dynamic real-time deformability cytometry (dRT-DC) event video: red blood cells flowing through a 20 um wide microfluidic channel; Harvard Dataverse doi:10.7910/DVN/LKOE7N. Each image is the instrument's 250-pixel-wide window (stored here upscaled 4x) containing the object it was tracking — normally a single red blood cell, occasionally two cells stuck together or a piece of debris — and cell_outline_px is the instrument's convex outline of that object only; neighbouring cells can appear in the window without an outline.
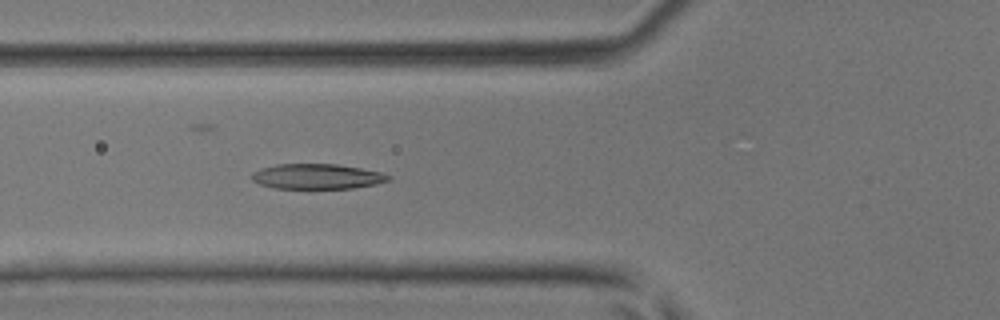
{"species": "common noctule bat (a hibernating species)", "species_latin": "Nyctalus noctula", "temperature_condition": "room temperature", "stored_images_in_passage": 37, "camera_frame_rate_fps": 3000, "um_per_image_px": 0.085, "animal": {"sex": "male", "body_mass_g": 17.9, "forearm_length_mm": 54.2}, "frame": {"image": 1, "passage_image": 10, "time_ms": 3.0, "image_size_px": [1000, 320], "cell_outline_px": [[392, 180], [376, 184], [352, 188], [272, 188], [260, 184], [252, 180], [252, 172], [260, 168], [276, 164], [336, 164], [360, 168], [380, 172], [392, 176]], "centroid_in_image_um": [26.95, 14.99], "position_along_channel_um": 98.9, "area_um2": 20.06}}
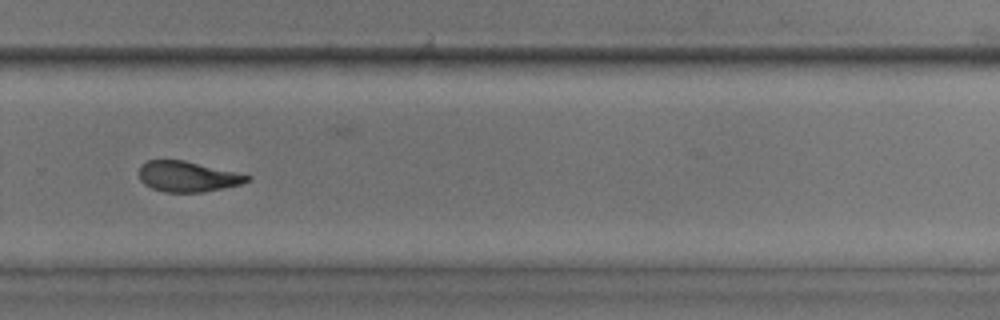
{"frame": {"image": 2, "passage_image": 24, "time_ms": 7.667, "image_size_px": [1000, 320], "cell_outline_px": [[252, 176], [248, 180], [240, 184], [204, 192], [164, 192], [152, 188], [144, 184], [140, 180], [136, 172], [140, 164], [148, 160], [184, 160], [236, 172]], "centroid_in_image_um": [15.87, 15.0], "position_along_channel_um": 313.9, "area_um2": 19.31}}
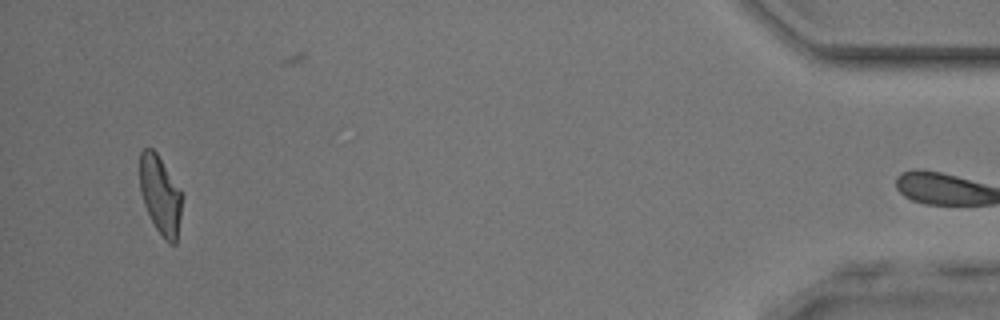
{"frame": {"image": 3, "passage_image": 36, "time_ms": 11.667, "image_size_px": [1000, 320], "cell_outline_px": [[184, 196], [176, 244], [172, 244], [164, 240], [156, 228], [144, 204], [140, 192], [140, 152], [144, 148], [152, 148], [156, 152], [180, 188]], "centroid_in_image_um": [13.65, 16.58], "position_along_channel_um": 421.5, "area_um2": 19.48}}